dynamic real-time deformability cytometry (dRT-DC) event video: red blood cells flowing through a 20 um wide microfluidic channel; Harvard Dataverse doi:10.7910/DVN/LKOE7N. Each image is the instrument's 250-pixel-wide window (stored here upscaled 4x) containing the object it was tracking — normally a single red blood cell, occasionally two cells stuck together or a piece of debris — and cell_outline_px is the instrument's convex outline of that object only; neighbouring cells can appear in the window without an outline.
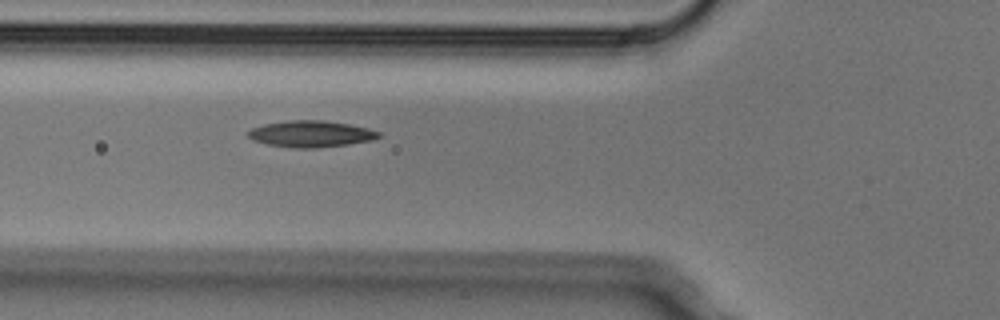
{"species": "Egyptian fruit bat (a non-hibernating species)", "species_latin": "Rousettus aegyptiacus", "temperature_condition": "cold", "stored_images_in_passage": 4, "camera_frame_rate_fps": 3000, "um_per_image_px": 0.085, "animal": {"sex": "male"}, "frame": {"image": 1, "passage_image": 4, "time_ms": 1.0, "image_size_px": [1000, 320], "cell_outline_px": [[384, 136], [372, 140], [348, 144], [316, 148], [292, 148], [264, 144], [252, 140], [248, 136], [248, 132], [252, 128], [264, 124], [288, 120], [324, 120], [348, 124], [368, 128], [380, 132]], "centroid_in_image_um": [26.43, 11.38], "position_along_channel_um": 99.4, "area_um2": 20.29}}